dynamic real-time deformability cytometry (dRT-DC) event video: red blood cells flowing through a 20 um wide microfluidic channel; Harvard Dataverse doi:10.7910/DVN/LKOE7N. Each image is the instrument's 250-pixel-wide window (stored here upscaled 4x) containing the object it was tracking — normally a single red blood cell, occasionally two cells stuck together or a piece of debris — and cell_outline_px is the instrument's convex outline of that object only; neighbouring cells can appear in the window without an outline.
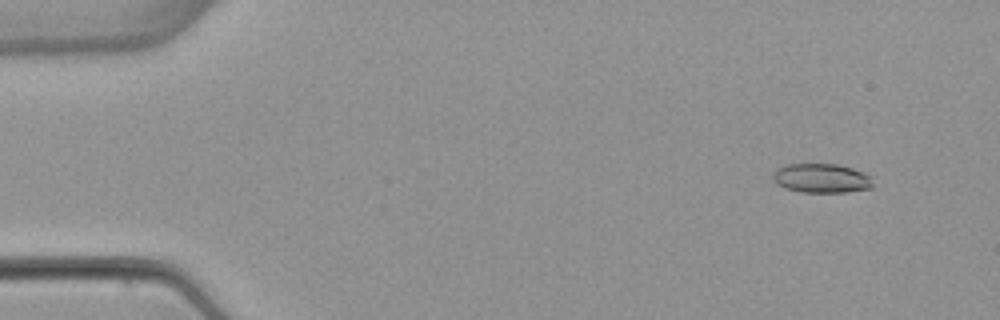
{"species": "common noctule bat (a hibernating species)", "species_latin": "Nyctalus noctula", "temperature_condition": "warm", "stored_images_in_passage": 53, "camera_frame_rate_fps": 3000, "um_per_image_px": 0.085, "animal": {"sex": "female", "body_mass_g": 22.7, "forearm_length_mm": 54.2}, "frame": {"image": 1, "passage_image": 5, "time_ms": 1.333, "image_size_px": [1000, 320], "cell_outline_px": [[872, 188], [844, 192], [800, 192], [784, 188], [776, 184], [772, 176], [772, 172], [776, 168], [788, 164], [840, 164], [864, 172], [872, 176]], "centroid_in_image_um": [69.81, 15.14], "position_along_channel_um": 15.2, "area_um2": 17.28}}
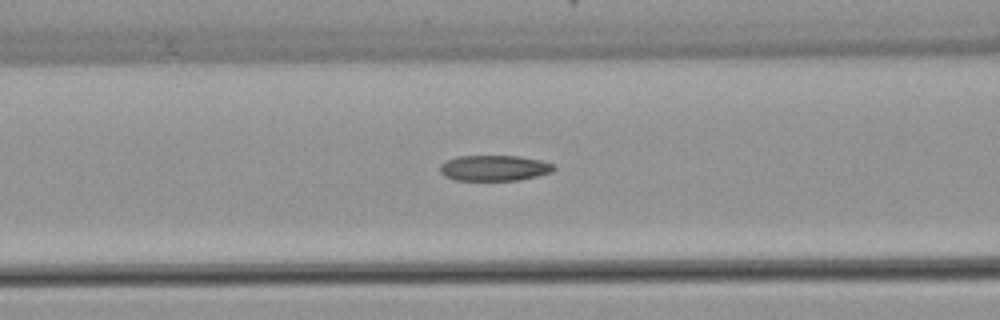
{"frame": {"image": 2, "passage_image": 22, "time_ms": 7.0, "image_size_px": [1000, 320], "cell_outline_px": [[556, 168], [552, 172], [520, 180], [456, 180], [444, 176], [440, 172], [440, 164], [444, 160], [456, 156], [520, 156], [540, 160], [552, 164]], "centroid_in_image_um": [41.98, 14.28], "position_along_channel_um": 124.6, "area_um2": 17.11}}
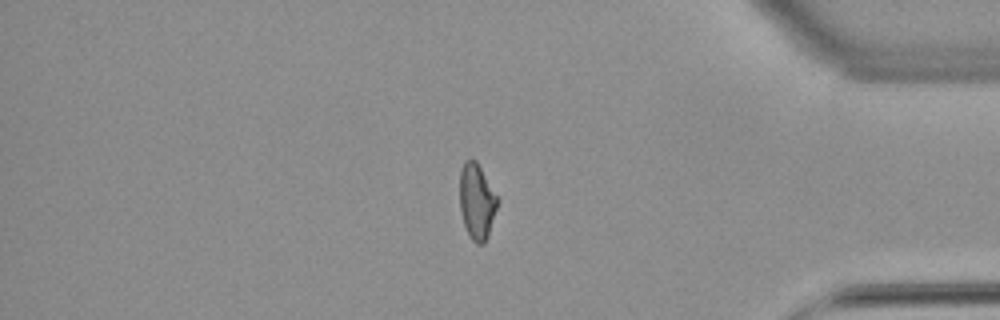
{"frame": {"image": 3, "passage_image": 45, "time_ms": 14.667, "image_size_px": [1000, 320], "cell_outline_px": [[500, 200], [488, 236], [484, 244], [476, 244], [468, 236], [464, 224], [460, 208], [460, 168], [464, 160], [472, 156], [476, 160]], "centroid_in_image_um": [40.53, 17.1], "position_along_channel_um": 394.7, "area_um2": 17.05}, "authors_computed_cell_mechanics": {"area_um2": 17.34, "velocity_mm_per_s": 3.8954, "shape_relaxation_time_tau1_ms": null, "shape_relaxation_time_tau2_ms": 3.02, "deformation_change_tau1": null, "deformation_change_tau2": 0.1075}}